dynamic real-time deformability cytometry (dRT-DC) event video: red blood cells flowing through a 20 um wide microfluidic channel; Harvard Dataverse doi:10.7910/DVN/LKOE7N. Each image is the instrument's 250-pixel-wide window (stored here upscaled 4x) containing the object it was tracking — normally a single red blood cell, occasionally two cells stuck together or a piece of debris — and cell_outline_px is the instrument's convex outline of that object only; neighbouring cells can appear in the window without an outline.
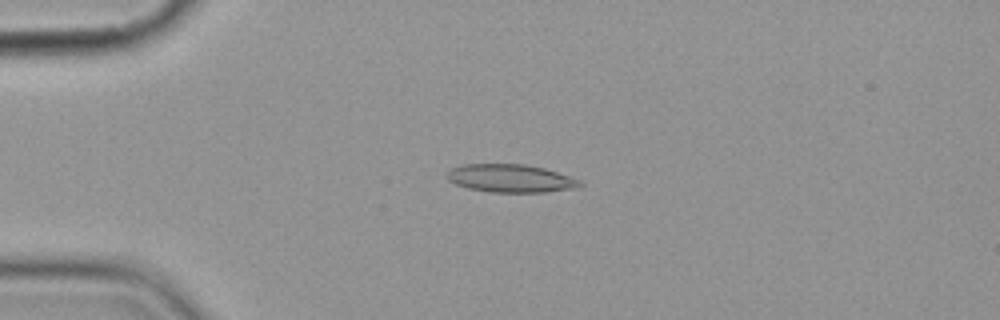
{"species": "common noctule bat (a hibernating species)", "species_latin": "Nyctalus noctula", "temperature_condition": "cold", "stored_images_in_passage": 3, "camera_frame_rate_fps": 3000, "um_per_image_px": 0.085, "animal": {"sex": "female", "body_mass_g": 19.9}, "frame": {"image": 1, "passage_image": 2, "time_ms": 1.333, "image_size_px": [1000, 320], "cell_outline_px": [[584, 184], [572, 188], [544, 192], [492, 192], [468, 188], [456, 184], [448, 180], [444, 176], [452, 168], [464, 164], [524, 164], [544, 168], [580, 180]], "centroid_in_image_um": [43.36, 15.15], "position_along_channel_um": 41.6, "area_um2": 21.5}}